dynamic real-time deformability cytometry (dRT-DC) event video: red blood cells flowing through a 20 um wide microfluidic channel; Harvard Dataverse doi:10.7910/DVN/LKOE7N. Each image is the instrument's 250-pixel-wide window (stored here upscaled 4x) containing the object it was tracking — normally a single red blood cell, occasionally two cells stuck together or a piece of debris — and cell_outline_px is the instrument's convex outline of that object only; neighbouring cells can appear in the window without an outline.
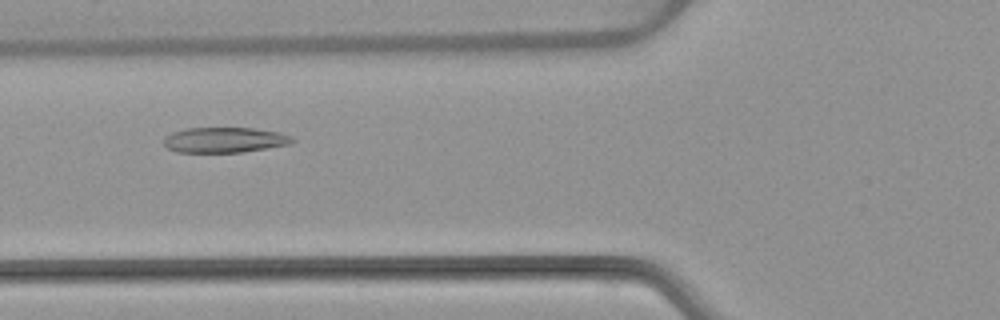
{"species": "common noctule bat (a hibernating species)", "species_latin": "Nyctalus noctula", "temperature_condition": "warm", "stored_images_in_passage": 6, "camera_frame_rate_fps": 3000, "um_per_image_px": 0.085, "animal": {"sex": "female", "body_mass_g": 22.7, "forearm_length_mm": 54.2}, "frame": {"image": 1, "passage_image": 5, "time_ms": 4.667, "image_size_px": [1000, 320], "cell_outline_px": [[296, 140], [292, 144], [240, 152], [176, 152], [168, 148], [164, 144], [164, 136], [172, 132], [184, 128], [252, 128], [280, 132], [292, 136]], "centroid_in_image_um": [19.1, 11.89], "position_along_channel_um": 106.7, "area_um2": 19.07}}
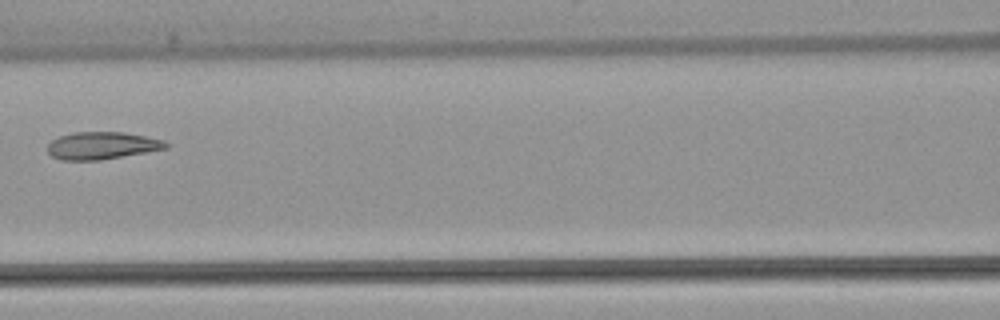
{"frame": {"image": 2, "passage_image": 6, "time_ms": 6.0, "image_size_px": [1000, 320], "cell_outline_px": [[168, 148], [148, 152], [100, 160], [60, 160], [52, 156], [48, 152], [48, 144], [52, 140], [60, 136], [72, 132], [124, 132], [164, 140], [168, 144]], "centroid_in_image_um": [8.67, 12.38], "position_along_channel_um": 157.9, "area_um2": 18.9}}